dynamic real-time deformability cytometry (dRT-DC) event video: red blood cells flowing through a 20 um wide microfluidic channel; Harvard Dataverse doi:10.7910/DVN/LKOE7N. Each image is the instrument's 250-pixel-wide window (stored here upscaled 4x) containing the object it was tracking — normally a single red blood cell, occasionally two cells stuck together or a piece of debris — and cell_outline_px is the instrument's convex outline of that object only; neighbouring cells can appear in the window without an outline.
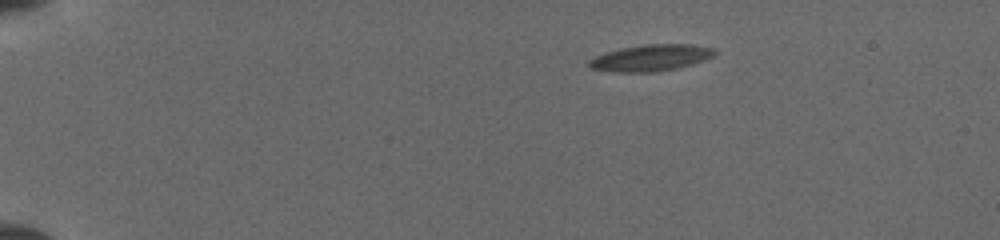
{"species": "common noctule bat (a hibernating species)", "species_latin": "Nyctalus noctula", "temperature_condition": "cold", "stored_images_in_passage": 31, "camera_frame_rate_fps": 3000, "um_per_image_px": 0.085, "animal": {"sex": "female", "body_mass_g": 19.5, "forearm_length_mm": 54.1}, "frame": {"image": 1, "passage_image": 1, "time_ms": 0.0, "image_size_px": [1000, 240], "cell_outline_px": [[716, 52], [712, 56], [692, 64], [676, 68], [652, 72], [612, 72], [588, 68], [588, 60], [596, 56], [620, 48], [644, 44], [692, 44], [716, 48]], "centroid_in_image_um": [55.3, 4.91], "position_along_channel_um": 29.7, "area_um2": 19.36}}
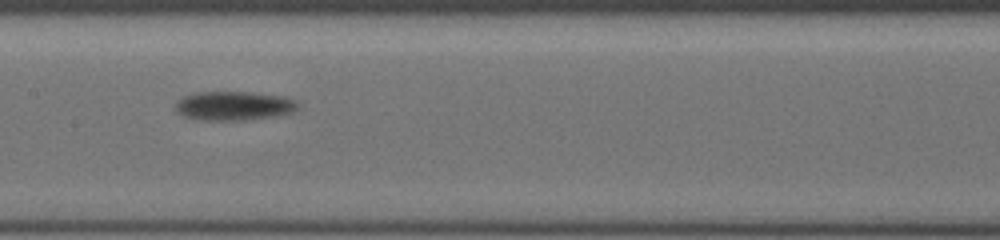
{"frame": {"image": 2, "passage_image": 13, "time_ms": 6.333, "image_size_px": [1000, 240], "cell_outline_px": [[300, 104], [292, 112], [276, 116], [244, 120], [204, 120], [184, 116], [176, 112], [176, 100], [184, 96], [196, 92], [252, 92], [284, 96], [296, 100]], "centroid_in_image_um": [19.89, 8.98], "position_along_channel_um": 187.5, "area_um2": 20.81}}
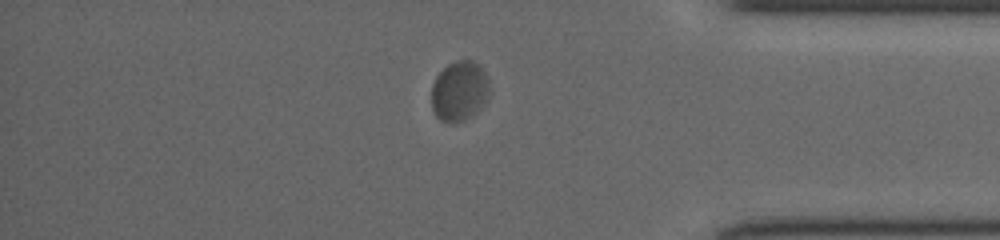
{"frame": {"image": 3, "passage_image": 27, "time_ms": 12.0, "image_size_px": [1000, 240], "cell_outline_px": [[488, 96], [484, 104], [476, 112], [464, 120], [452, 124], [440, 120], [436, 116], [432, 108], [432, 84], [436, 76], [448, 64], [456, 60], [472, 60], [480, 64], [488, 80]], "centroid_in_image_um": [39.04, 7.74], "position_along_channel_um": 396.2, "area_um2": 20.35}}